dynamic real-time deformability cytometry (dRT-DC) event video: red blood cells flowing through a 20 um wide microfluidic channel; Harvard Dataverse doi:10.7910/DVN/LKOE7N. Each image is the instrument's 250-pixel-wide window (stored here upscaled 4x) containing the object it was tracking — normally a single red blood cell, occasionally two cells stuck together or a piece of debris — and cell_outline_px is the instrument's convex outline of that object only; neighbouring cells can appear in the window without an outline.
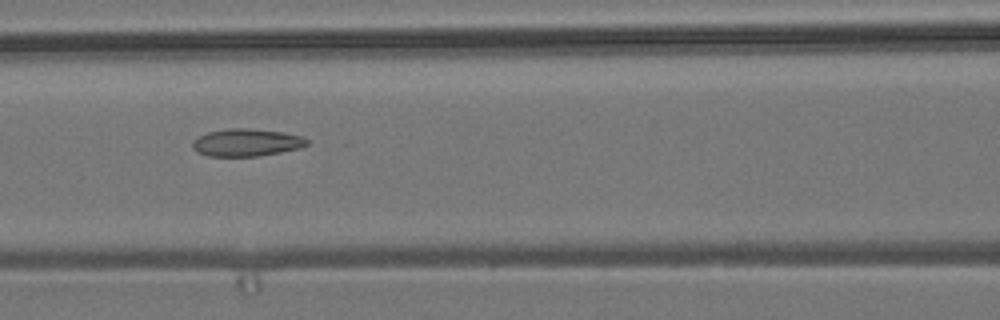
{"species": "common noctule bat (a hibernating species)", "species_latin": "Nyctalus noctula", "temperature_condition": "room temperature", "stored_images_in_passage": 6, "camera_frame_rate_fps": 3000, "um_per_image_px": 0.085, "animal": {"sex": "male", "body_mass_g": 19.2, "forearm_length_mm": 51.8}, "frame": {"image": 1, "passage_image": 4, "time_ms": 1.0, "image_size_px": [1000, 320], "cell_outline_px": [[308, 144], [300, 148], [280, 152], [256, 156], [208, 156], [196, 152], [192, 148], [192, 140], [208, 132], [228, 128], [248, 128], [284, 132], [304, 136], [308, 140]], "centroid_in_image_um": [20.95, 12.11], "position_along_channel_um": 145.7, "area_um2": 18.44}}
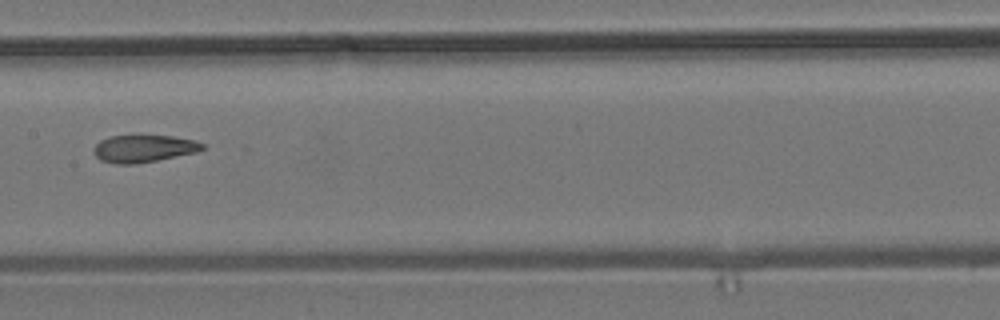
{"frame": {"image": 2, "passage_image": 5, "time_ms": 1.333, "image_size_px": [1000, 320], "cell_outline_px": [[204, 148], [196, 152], [136, 164], [116, 164], [100, 160], [92, 152], [92, 148], [100, 140], [108, 136], [172, 136], [196, 140], [204, 144]], "centroid_in_image_um": [12.17, 12.63], "position_along_channel_um": 195.2, "area_um2": 17.28}}
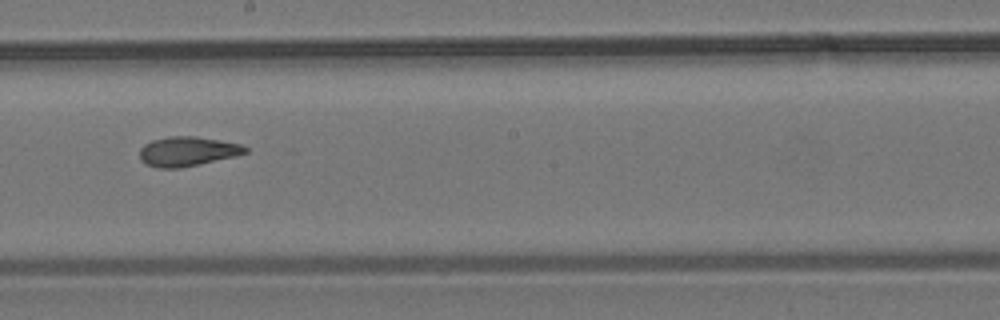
{"frame": {"image": 3, "passage_image": 6, "time_ms": 1.667, "image_size_px": [1000, 320], "cell_outline_px": [[248, 152], [236, 156], [200, 164], [180, 168], [156, 168], [144, 164], [140, 160], [140, 148], [144, 144], [152, 140], [168, 136], [196, 136], [220, 140], [240, 144], [248, 148]], "centroid_in_image_um": [15.91, 12.87], "position_along_channel_um": 232.3, "area_um2": 18.38}}